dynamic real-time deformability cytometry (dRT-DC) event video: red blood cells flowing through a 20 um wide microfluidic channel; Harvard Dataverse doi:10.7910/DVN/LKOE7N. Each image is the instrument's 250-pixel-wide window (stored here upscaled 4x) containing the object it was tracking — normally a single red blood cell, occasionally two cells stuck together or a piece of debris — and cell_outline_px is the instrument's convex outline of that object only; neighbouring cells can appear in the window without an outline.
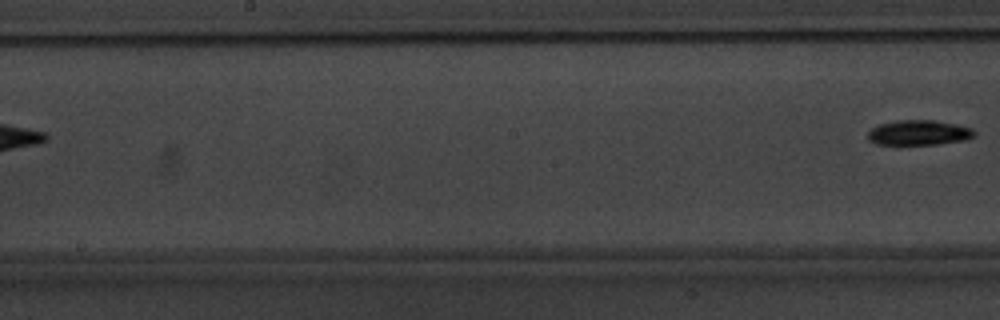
{"species": "common noctule bat (a hibernating species)", "species_latin": "Nyctalus noctula", "temperature_condition": "warm", "stored_images_in_passage": 8, "segment_of_instrument_passage": [2, 2], "camera_frame_rate_fps": 3000, "um_per_image_px": 0.085, "animal": {"sex": "male", "body_mass_g": 20.1, "forearm_length_mm": 53.5}, "frame": {"image": 1, "passage_image": 8, "time_ms": 8.333, "image_size_px": [1000, 320], "cell_outline_px": [[976, 136], [964, 140], [936, 144], [876, 144], [868, 140], [868, 132], [872, 128], [880, 124], [896, 120], [932, 120], [956, 124], [972, 128], [976, 132]], "centroid_in_image_um": [78.11, 11.27], "position_along_channel_um": 170.1, "area_um2": 15.49}}